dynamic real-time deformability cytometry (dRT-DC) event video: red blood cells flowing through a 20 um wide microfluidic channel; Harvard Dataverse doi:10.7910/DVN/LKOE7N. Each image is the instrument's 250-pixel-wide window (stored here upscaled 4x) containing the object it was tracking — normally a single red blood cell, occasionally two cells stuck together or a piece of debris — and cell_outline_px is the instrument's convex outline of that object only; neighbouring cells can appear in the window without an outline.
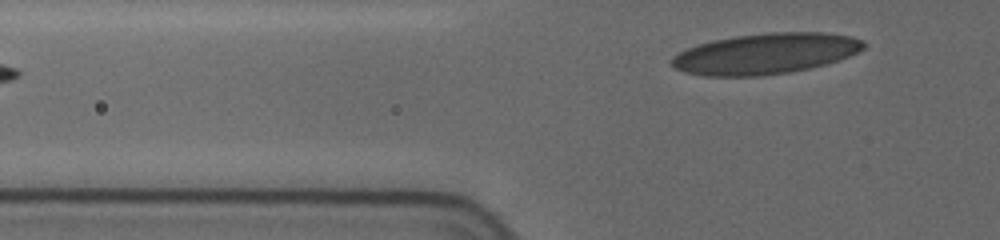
{"species": "human", "species_latin": "Homo sapiens", "temperature_condition": "cold", "stored_images_in_passage": 7, "segment_of_instrument_passage": [2, 2], "camera_frame_rate_fps": 3000, "um_per_image_px": 0.085, "donor": {"sex": "female"}, "frame": {"image": 1, "passage_image": 7, "time_ms": 3.667, "image_size_px": [1000, 240], "cell_outline_px": [[864, 48], [848, 56], [824, 64], [808, 68], [788, 72], [760, 76], [704, 76], [684, 72], [676, 68], [668, 60], [672, 56], [688, 48], [712, 40], [736, 36], [768, 32], [824, 32], [852, 36], [864, 40]], "centroid_in_image_um": [65.04, 4.55], "position_along_channel_um": 60.8, "area_um2": 45.43}}